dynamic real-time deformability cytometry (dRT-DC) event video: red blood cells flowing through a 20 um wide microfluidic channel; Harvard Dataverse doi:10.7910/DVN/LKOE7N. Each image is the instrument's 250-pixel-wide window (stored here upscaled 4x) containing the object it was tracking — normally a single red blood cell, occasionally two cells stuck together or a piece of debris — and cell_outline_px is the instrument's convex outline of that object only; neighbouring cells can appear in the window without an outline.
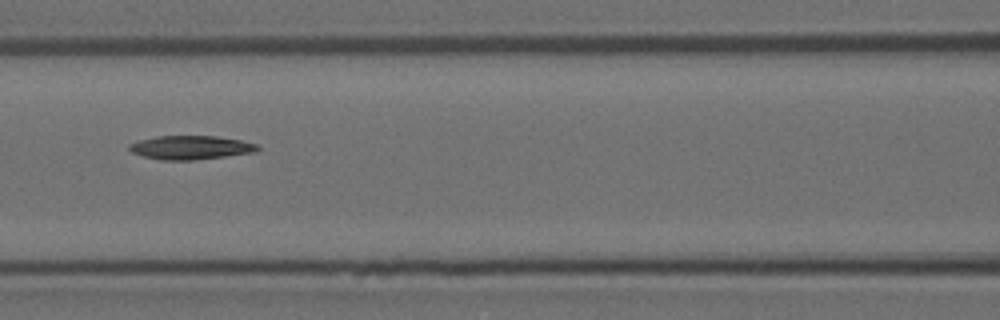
{"species": "Egyptian fruit bat (a non-hibernating species)", "species_latin": "Rousettus aegyptiacus", "temperature_condition": "room temperature", "stored_images_in_passage": 6, "camera_frame_rate_fps": 3000, "um_per_image_px": 0.085, "animal": {"sex": "female"}, "frame": {"image": 1, "passage_image": 4, "time_ms": 1.0, "image_size_px": [1000, 320], "cell_outline_px": [[260, 148], [256, 152], [192, 160], [160, 160], [140, 156], [132, 152], [128, 148], [128, 144], [140, 140], [156, 136], [216, 136], [240, 140], [256, 144]], "centroid_in_image_um": [16.16, 12.54], "position_along_channel_um": 150.4, "area_um2": 17.74}}
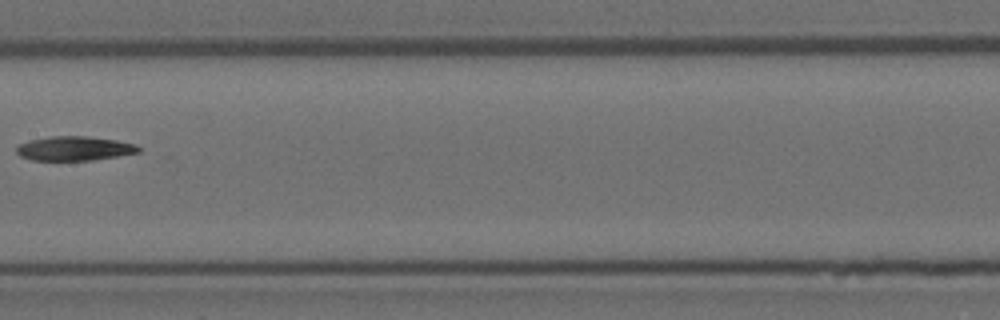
{"frame": {"image": 2, "passage_image": 5, "time_ms": 1.333, "image_size_px": [1000, 320], "cell_outline_px": [[140, 152], [92, 160], [32, 160], [20, 156], [16, 152], [16, 148], [20, 144], [28, 140], [48, 136], [88, 136], [116, 140], [136, 144], [140, 148]], "centroid_in_image_um": [6.3, 12.61], "position_along_channel_um": 201.1, "area_um2": 17.28}}
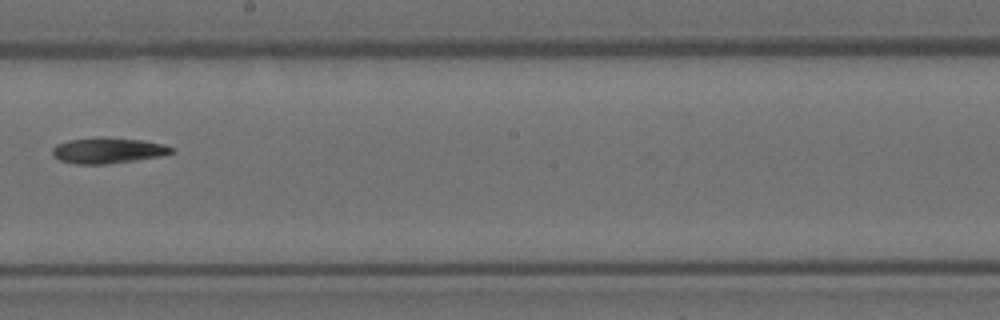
{"frame": {"image": 3, "passage_image": 6, "time_ms": 1.667, "image_size_px": [1000, 320], "cell_outline_px": [[172, 152], [160, 156], [108, 164], [76, 164], [60, 160], [52, 156], [52, 148], [56, 144], [68, 140], [100, 136], [140, 140], [164, 144], [172, 148]], "centroid_in_image_um": [9.1, 12.78], "position_along_channel_um": 239.1, "area_um2": 17.86}}